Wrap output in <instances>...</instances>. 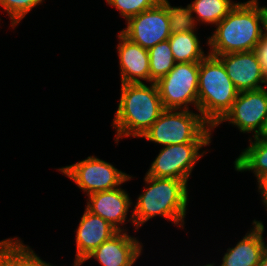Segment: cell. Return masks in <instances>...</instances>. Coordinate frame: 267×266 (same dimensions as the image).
<instances>
[{
  "mask_svg": "<svg viewBox=\"0 0 267 266\" xmlns=\"http://www.w3.org/2000/svg\"><path fill=\"white\" fill-rule=\"evenodd\" d=\"M236 4L232 0H193L187 6H181L182 21L195 27L199 22L217 25Z\"/></svg>",
  "mask_w": 267,
  "mask_h": 266,
  "instance_id": "cell-17",
  "label": "cell"
},
{
  "mask_svg": "<svg viewBox=\"0 0 267 266\" xmlns=\"http://www.w3.org/2000/svg\"><path fill=\"white\" fill-rule=\"evenodd\" d=\"M216 57L223 63L226 73L239 92L267 87V78L254 50Z\"/></svg>",
  "mask_w": 267,
  "mask_h": 266,
  "instance_id": "cell-11",
  "label": "cell"
},
{
  "mask_svg": "<svg viewBox=\"0 0 267 266\" xmlns=\"http://www.w3.org/2000/svg\"><path fill=\"white\" fill-rule=\"evenodd\" d=\"M249 141L248 147L235 159L234 168L238 172L252 171L258 179L267 174V139L250 137Z\"/></svg>",
  "mask_w": 267,
  "mask_h": 266,
  "instance_id": "cell-19",
  "label": "cell"
},
{
  "mask_svg": "<svg viewBox=\"0 0 267 266\" xmlns=\"http://www.w3.org/2000/svg\"><path fill=\"white\" fill-rule=\"evenodd\" d=\"M44 0H0V6L11 20V27L15 28L22 19ZM40 3V4H39Z\"/></svg>",
  "mask_w": 267,
  "mask_h": 266,
  "instance_id": "cell-22",
  "label": "cell"
},
{
  "mask_svg": "<svg viewBox=\"0 0 267 266\" xmlns=\"http://www.w3.org/2000/svg\"><path fill=\"white\" fill-rule=\"evenodd\" d=\"M143 245L127 231H118L109 240L104 241L78 265L89 259H95L101 266H133L142 255Z\"/></svg>",
  "mask_w": 267,
  "mask_h": 266,
  "instance_id": "cell-12",
  "label": "cell"
},
{
  "mask_svg": "<svg viewBox=\"0 0 267 266\" xmlns=\"http://www.w3.org/2000/svg\"><path fill=\"white\" fill-rule=\"evenodd\" d=\"M210 143H183L163 146L151 163L146 175L159 178H174L186 183L195 164L206 153L200 152Z\"/></svg>",
  "mask_w": 267,
  "mask_h": 266,
  "instance_id": "cell-9",
  "label": "cell"
},
{
  "mask_svg": "<svg viewBox=\"0 0 267 266\" xmlns=\"http://www.w3.org/2000/svg\"><path fill=\"white\" fill-rule=\"evenodd\" d=\"M132 203L128 193L123 188L118 187L88 195L86 209L106 220L117 231H127L121 226L126 224Z\"/></svg>",
  "mask_w": 267,
  "mask_h": 266,
  "instance_id": "cell-13",
  "label": "cell"
},
{
  "mask_svg": "<svg viewBox=\"0 0 267 266\" xmlns=\"http://www.w3.org/2000/svg\"><path fill=\"white\" fill-rule=\"evenodd\" d=\"M57 170L73 180L87 196L99 191L116 189L133 178L94 155Z\"/></svg>",
  "mask_w": 267,
  "mask_h": 266,
  "instance_id": "cell-8",
  "label": "cell"
},
{
  "mask_svg": "<svg viewBox=\"0 0 267 266\" xmlns=\"http://www.w3.org/2000/svg\"><path fill=\"white\" fill-rule=\"evenodd\" d=\"M196 29L182 20L173 29L168 41L176 63L200 62L207 56L200 46Z\"/></svg>",
  "mask_w": 267,
  "mask_h": 266,
  "instance_id": "cell-18",
  "label": "cell"
},
{
  "mask_svg": "<svg viewBox=\"0 0 267 266\" xmlns=\"http://www.w3.org/2000/svg\"><path fill=\"white\" fill-rule=\"evenodd\" d=\"M198 77L199 62L175 63L156 82L164 109L190 110L191 104L198 111Z\"/></svg>",
  "mask_w": 267,
  "mask_h": 266,
  "instance_id": "cell-7",
  "label": "cell"
},
{
  "mask_svg": "<svg viewBox=\"0 0 267 266\" xmlns=\"http://www.w3.org/2000/svg\"><path fill=\"white\" fill-rule=\"evenodd\" d=\"M259 139H267V115L265 117L262 129L260 130L259 134L256 136Z\"/></svg>",
  "mask_w": 267,
  "mask_h": 266,
  "instance_id": "cell-27",
  "label": "cell"
},
{
  "mask_svg": "<svg viewBox=\"0 0 267 266\" xmlns=\"http://www.w3.org/2000/svg\"><path fill=\"white\" fill-rule=\"evenodd\" d=\"M162 0H106V3L119 10L126 22L141 12L155 7Z\"/></svg>",
  "mask_w": 267,
  "mask_h": 266,
  "instance_id": "cell-23",
  "label": "cell"
},
{
  "mask_svg": "<svg viewBox=\"0 0 267 266\" xmlns=\"http://www.w3.org/2000/svg\"><path fill=\"white\" fill-rule=\"evenodd\" d=\"M117 45L121 84L150 83L148 50L118 33Z\"/></svg>",
  "mask_w": 267,
  "mask_h": 266,
  "instance_id": "cell-14",
  "label": "cell"
},
{
  "mask_svg": "<svg viewBox=\"0 0 267 266\" xmlns=\"http://www.w3.org/2000/svg\"><path fill=\"white\" fill-rule=\"evenodd\" d=\"M181 20V6L174 7L168 0H162L155 7L130 18L126 22L127 27L121 32L148 50L168 40Z\"/></svg>",
  "mask_w": 267,
  "mask_h": 266,
  "instance_id": "cell-6",
  "label": "cell"
},
{
  "mask_svg": "<svg viewBox=\"0 0 267 266\" xmlns=\"http://www.w3.org/2000/svg\"><path fill=\"white\" fill-rule=\"evenodd\" d=\"M215 265V263H208V265L207 266H214Z\"/></svg>",
  "mask_w": 267,
  "mask_h": 266,
  "instance_id": "cell-30",
  "label": "cell"
},
{
  "mask_svg": "<svg viewBox=\"0 0 267 266\" xmlns=\"http://www.w3.org/2000/svg\"><path fill=\"white\" fill-rule=\"evenodd\" d=\"M253 228L237 244L228 248L219 266H258L267 244L264 241L265 230L262 221L253 220Z\"/></svg>",
  "mask_w": 267,
  "mask_h": 266,
  "instance_id": "cell-16",
  "label": "cell"
},
{
  "mask_svg": "<svg viewBox=\"0 0 267 266\" xmlns=\"http://www.w3.org/2000/svg\"><path fill=\"white\" fill-rule=\"evenodd\" d=\"M76 232V255L73 266H78L86 256L109 240L118 231L100 216L85 208Z\"/></svg>",
  "mask_w": 267,
  "mask_h": 266,
  "instance_id": "cell-15",
  "label": "cell"
},
{
  "mask_svg": "<svg viewBox=\"0 0 267 266\" xmlns=\"http://www.w3.org/2000/svg\"><path fill=\"white\" fill-rule=\"evenodd\" d=\"M266 88L239 92L231 109L213 128L228 121V124L235 125L240 132H252L253 137H256L267 115Z\"/></svg>",
  "mask_w": 267,
  "mask_h": 266,
  "instance_id": "cell-10",
  "label": "cell"
},
{
  "mask_svg": "<svg viewBox=\"0 0 267 266\" xmlns=\"http://www.w3.org/2000/svg\"><path fill=\"white\" fill-rule=\"evenodd\" d=\"M150 64V83L163 78L175 65L169 41H163L148 49Z\"/></svg>",
  "mask_w": 267,
  "mask_h": 266,
  "instance_id": "cell-20",
  "label": "cell"
},
{
  "mask_svg": "<svg viewBox=\"0 0 267 266\" xmlns=\"http://www.w3.org/2000/svg\"><path fill=\"white\" fill-rule=\"evenodd\" d=\"M263 36L267 39V6H265V13H264Z\"/></svg>",
  "mask_w": 267,
  "mask_h": 266,
  "instance_id": "cell-29",
  "label": "cell"
},
{
  "mask_svg": "<svg viewBox=\"0 0 267 266\" xmlns=\"http://www.w3.org/2000/svg\"><path fill=\"white\" fill-rule=\"evenodd\" d=\"M118 109L112 127L115 141L141 138L165 110L156 83L121 84Z\"/></svg>",
  "mask_w": 267,
  "mask_h": 266,
  "instance_id": "cell-3",
  "label": "cell"
},
{
  "mask_svg": "<svg viewBox=\"0 0 267 266\" xmlns=\"http://www.w3.org/2000/svg\"><path fill=\"white\" fill-rule=\"evenodd\" d=\"M238 93L223 63L207 53L199 62L198 112L214 127L231 109Z\"/></svg>",
  "mask_w": 267,
  "mask_h": 266,
  "instance_id": "cell-4",
  "label": "cell"
},
{
  "mask_svg": "<svg viewBox=\"0 0 267 266\" xmlns=\"http://www.w3.org/2000/svg\"><path fill=\"white\" fill-rule=\"evenodd\" d=\"M214 128L193 110L165 109L141 138L159 145L211 143Z\"/></svg>",
  "mask_w": 267,
  "mask_h": 266,
  "instance_id": "cell-5",
  "label": "cell"
},
{
  "mask_svg": "<svg viewBox=\"0 0 267 266\" xmlns=\"http://www.w3.org/2000/svg\"><path fill=\"white\" fill-rule=\"evenodd\" d=\"M258 182V191L261 194V200L263 205H265L266 210H267V174L259 177L257 179Z\"/></svg>",
  "mask_w": 267,
  "mask_h": 266,
  "instance_id": "cell-26",
  "label": "cell"
},
{
  "mask_svg": "<svg viewBox=\"0 0 267 266\" xmlns=\"http://www.w3.org/2000/svg\"><path fill=\"white\" fill-rule=\"evenodd\" d=\"M265 6L258 0L237 2L208 36V54L213 56L252 51L263 37Z\"/></svg>",
  "mask_w": 267,
  "mask_h": 266,
  "instance_id": "cell-2",
  "label": "cell"
},
{
  "mask_svg": "<svg viewBox=\"0 0 267 266\" xmlns=\"http://www.w3.org/2000/svg\"><path fill=\"white\" fill-rule=\"evenodd\" d=\"M0 266H23V242L21 238L0 241Z\"/></svg>",
  "mask_w": 267,
  "mask_h": 266,
  "instance_id": "cell-21",
  "label": "cell"
},
{
  "mask_svg": "<svg viewBox=\"0 0 267 266\" xmlns=\"http://www.w3.org/2000/svg\"><path fill=\"white\" fill-rule=\"evenodd\" d=\"M145 188L138 196L130 220L139 230L148 220L162 216L184 229L189 201L188 183L174 178L150 177L145 174Z\"/></svg>",
  "mask_w": 267,
  "mask_h": 266,
  "instance_id": "cell-1",
  "label": "cell"
},
{
  "mask_svg": "<svg viewBox=\"0 0 267 266\" xmlns=\"http://www.w3.org/2000/svg\"><path fill=\"white\" fill-rule=\"evenodd\" d=\"M23 266H53L43 261L29 245L23 243Z\"/></svg>",
  "mask_w": 267,
  "mask_h": 266,
  "instance_id": "cell-24",
  "label": "cell"
},
{
  "mask_svg": "<svg viewBox=\"0 0 267 266\" xmlns=\"http://www.w3.org/2000/svg\"><path fill=\"white\" fill-rule=\"evenodd\" d=\"M256 56L261 64L264 75L267 78V39L263 36L254 49Z\"/></svg>",
  "mask_w": 267,
  "mask_h": 266,
  "instance_id": "cell-25",
  "label": "cell"
},
{
  "mask_svg": "<svg viewBox=\"0 0 267 266\" xmlns=\"http://www.w3.org/2000/svg\"><path fill=\"white\" fill-rule=\"evenodd\" d=\"M258 266H267V248L264 250L262 258L258 263Z\"/></svg>",
  "mask_w": 267,
  "mask_h": 266,
  "instance_id": "cell-28",
  "label": "cell"
}]
</instances>
